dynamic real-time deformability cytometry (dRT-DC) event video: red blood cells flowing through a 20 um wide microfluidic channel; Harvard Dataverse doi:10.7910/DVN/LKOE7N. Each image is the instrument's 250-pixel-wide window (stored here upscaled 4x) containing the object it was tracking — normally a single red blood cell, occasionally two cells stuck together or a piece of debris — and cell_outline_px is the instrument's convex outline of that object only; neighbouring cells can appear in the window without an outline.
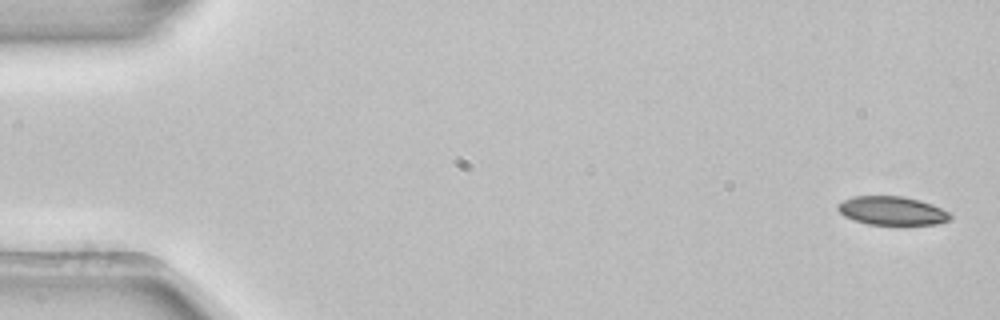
{"species": "common noctule bat (a hibernating species)", "species_latin": "Nyctalus noctula", "temperature_condition": "room temperature", "stored_images_in_passage": 6, "camera_frame_rate_fps": 3000, "um_per_image_px": 0.085, "animal": {"sex": "female", "body_mass_g": 22.7, "forearm_length_mm": 54.2}, "frame": {"image": 1, "passage_image": 1, "time_ms": 0.0, "image_size_px": [1000, 320], "cell_outline_px": [[952, 216], [948, 220], [936, 224], [868, 224], [844, 216], [836, 208], [836, 204], [852, 196], [904, 196], [920, 200], [932, 204], [948, 212]], "centroid_in_image_um": [75.79, 17.9], "position_along_channel_um": 9.2, "area_um2": 18.61}}
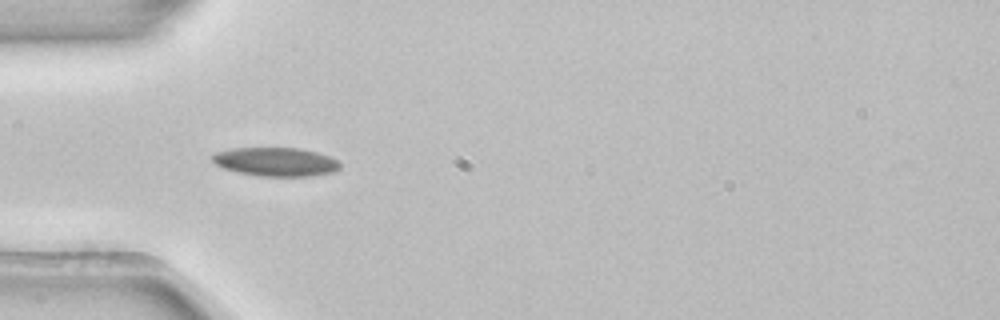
{"frame": {"image": 2, "passage_image": 5, "time_ms": 1.333, "image_size_px": [1000, 320], "cell_outline_px": [[340, 168], [336, 172], [312, 176], [260, 176], [236, 172], [224, 168], [216, 164], [212, 160], [212, 156], [216, 152], [232, 148], [300, 148], [332, 156], [340, 164]], "centroid_in_image_um": [23.47, 13.76], "position_along_channel_um": 61.5, "area_um2": 21.5}}